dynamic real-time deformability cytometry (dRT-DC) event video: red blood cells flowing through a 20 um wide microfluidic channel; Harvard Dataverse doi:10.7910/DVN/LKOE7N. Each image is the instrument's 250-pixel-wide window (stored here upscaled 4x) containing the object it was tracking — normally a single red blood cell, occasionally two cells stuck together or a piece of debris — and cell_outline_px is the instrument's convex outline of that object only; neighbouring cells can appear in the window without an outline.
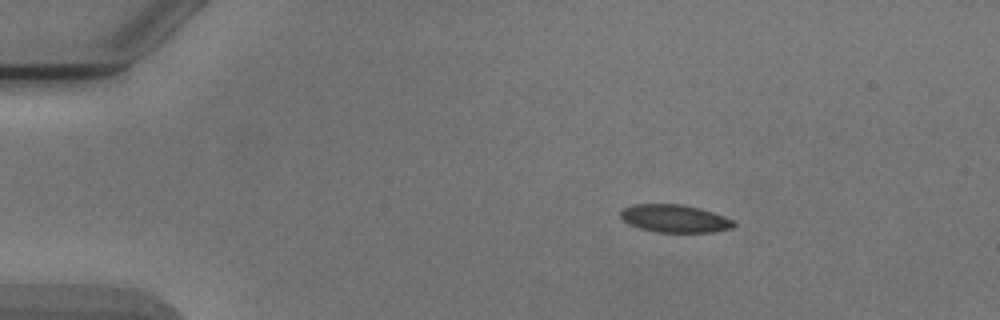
{"species": "Egyptian fruit bat (a non-hibernating species)", "species_latin": "Rousettus aegyptiacus", "temperature_condition": "cold", "stored_images_in_passage": 2, "camera_frame_rate_fps": 3000, "um_per_image_px": 0.085, "animal": {"sex": "male"}, "frame": {"image": 1, "passage_image": 2, "time_ms": 10.667, "image_size_px": [1000, 320], "cell_outline_px": [[736, 224], [732, 228], [712, 232], [656, 232], [640, 228], [628, 224], [620, 216], [620, 212], [624, 208], [636, 204], [680, 204], [700, 208], [724, 216], [732, 220]], "centroid_in_image_um": [57.35, 18.58], "position_along_channel_um": 27.7, "area_um2": 18.21}}